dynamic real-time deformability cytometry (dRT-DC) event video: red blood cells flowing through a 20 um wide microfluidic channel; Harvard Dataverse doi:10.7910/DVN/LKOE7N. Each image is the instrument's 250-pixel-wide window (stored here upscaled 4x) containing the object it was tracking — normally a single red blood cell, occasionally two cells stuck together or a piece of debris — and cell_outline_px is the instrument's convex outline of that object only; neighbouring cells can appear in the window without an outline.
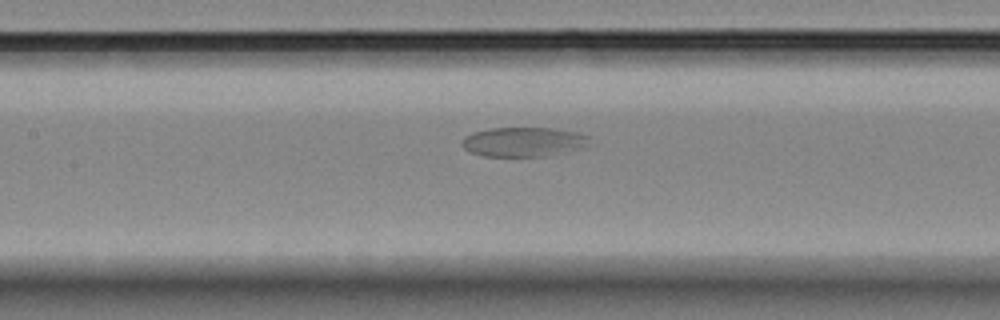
{"species": "Egyptian fruit bat (a non-hibernating species)", "species_latin": "Rousettus aegyptiacus", "temperature_condition": "room temperature", "stored_images_in_passage": 50, "camera_frame_rate_fps": 3000, "um_per_image_px": 0.085, "animal": {"sex": "female"}, "frame": {"image": 1, "passage_image": 26, "time_ms": 8.333, "image_size_px": [1000, 320], "cell_outline_px": [[592, 144], [580, 148], [544, 156], [484, 156], [472, 152], [464, 148], [460, 144], [464, 136], [488, 128], [552, 128], [576, 132], [588, 136]], "centroid_in_image_um": [44.49, 12.05], "position_along_channel_um": 162.9, "area_um2": 21.73}}
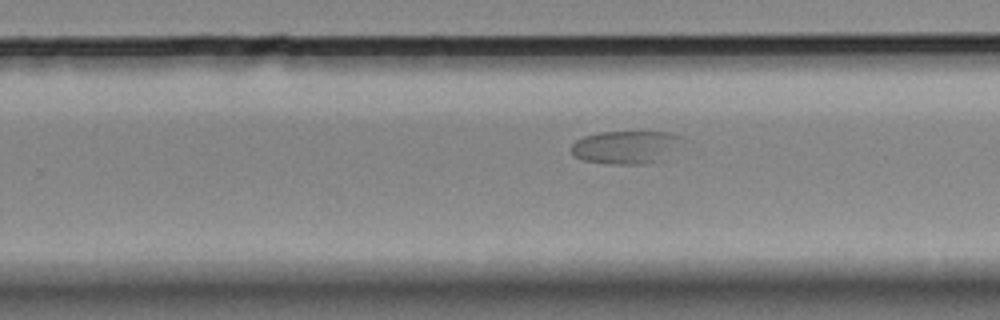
{"frame": {"image": 2, "passage_image": 36, "time_ms": 11.667, "image_size_px": [1000, 320], "cell_outline_px": [[684, 136], [652, 160], [640, 164], [612, 164], [584, 160], [576, 156], [572, 152], [572, 144], [576, 140], [584, 136], [600, 132], [672, 132]], "centroid_in_image_um": [53.01, 12.47], "position_along_channel_um": 276.8, "area_um2": 19.94}}
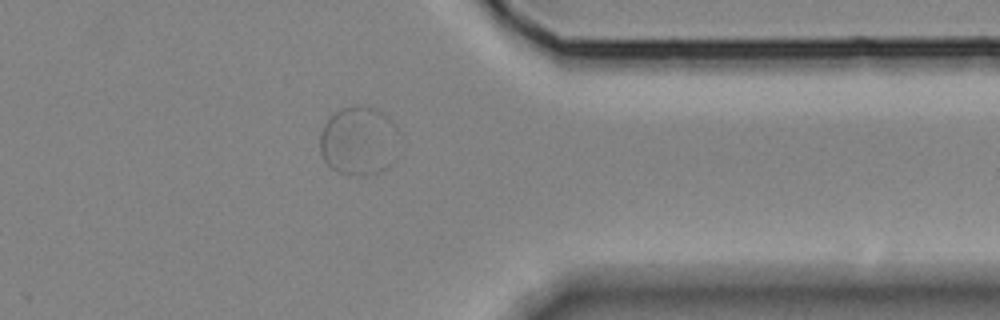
{"frame": {"image": 3, "passage_image": 46, "time_ms": 15.0, "image_size_px": [1000, 320], "cell_outline_px": [[400, 132], [392, 160], [384, 168], [376, 172], [364, 176], [360, 176], [340, 172], [332, 168], [324, 160], [320, 152], [320, 132], [324, 124], [340, 108], [360, 104], [372, 108], [388, 116], [396, 124]], "centroid_in_image_um": [30.49, 11.94], "position_along_channel_um": 380.9, "area_um2": 31.67}}